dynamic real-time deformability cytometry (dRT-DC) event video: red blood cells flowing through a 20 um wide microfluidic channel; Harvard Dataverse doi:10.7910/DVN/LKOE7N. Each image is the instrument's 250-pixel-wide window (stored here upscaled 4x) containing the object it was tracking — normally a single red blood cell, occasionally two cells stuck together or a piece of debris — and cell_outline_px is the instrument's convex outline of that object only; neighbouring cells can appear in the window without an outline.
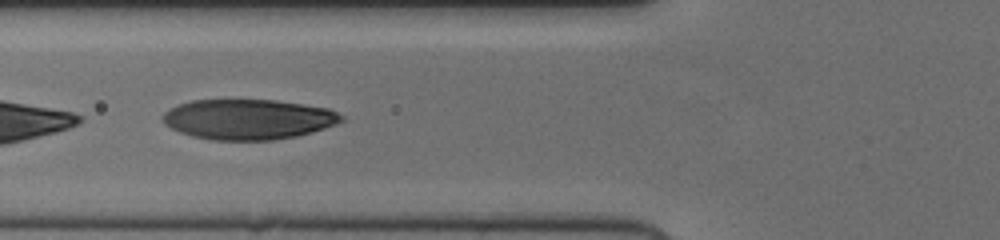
{"species": "human", "species_latin": "Homo sapiens", "temperature_condition": "cold", "stored_images_in_passage": 22, "camera_frame_rate_fps": 3000, "um_per_image_px": 0.085, "donor": {"sex": "female"}, "frame": {"image": 1, "passage_image": 20, "time_ms": 6.333, "image_size_px": [1000, 240], "cell_outline_px": [[344, 120], [336, 124], [312, 132], [296, 136], [272, 140], [212, 140], [192, 136], [180, 132], [164, 124], [164, 112], [168, 108], [192, 100], [276, 100], [328, 108], [344, 116]], "centroid_in_image_um": [21.1, 10.14], "position_along_channel_um": 104.7, "area_um2": 41.79}}